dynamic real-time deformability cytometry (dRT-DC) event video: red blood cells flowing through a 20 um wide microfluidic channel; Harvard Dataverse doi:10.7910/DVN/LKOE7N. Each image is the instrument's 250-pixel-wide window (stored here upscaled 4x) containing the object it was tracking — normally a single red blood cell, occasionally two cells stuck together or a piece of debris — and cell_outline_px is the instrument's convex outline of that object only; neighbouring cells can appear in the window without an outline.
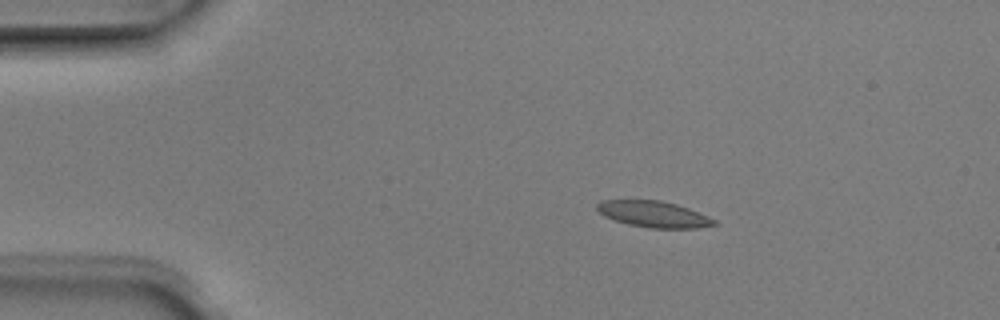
{"species": "Egyptian fruit bat (a non-hibernating species)", "species_latin": "Rousettus aegyptiacus", "temperature_condition": "room temperature", "stored_images_in_passage": 7, "camera_frame_rate_fps": 3000, "um_per_image_px": 0.085, "animal": {"sex": "male"}, "frame": {"image": 1, "passage_image": 2, "time_ms": 0.333, "image_size_px": [1000, 320], "cell_outline_px": [[716, 224], [696, 228], [648, 228], [628, 224], [604, 216], [596, 208], [596, 204], [600, 200], [660, 200], [676, 204], [688, 208], [708, 216], [716, 220]], "centroid_in_image_um": [55.54, 18.2], "position_along_channel_um": 29.5, "area_um2": 17.8}}
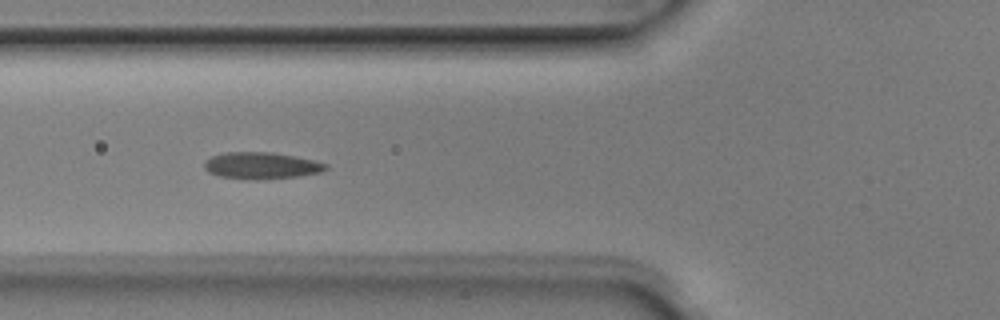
{"frame": {"image": 2, "passage_image": 5, "time_ms": 1.333, "image_size_px": [1000, 320], "cell_outline_px": [[328, 168], [320, 172], [296, 176], [256, 180], [248, 180], [220, 176], [208, 172], [204, 168], [204, 164], [212, 156], [224, 152], [272, 152], [296, 156], [328, 164]], "centroid_in_image_um": [22.2, 14.07], "position_along_channel_um": 103.6, "area_um2": 18.84}}
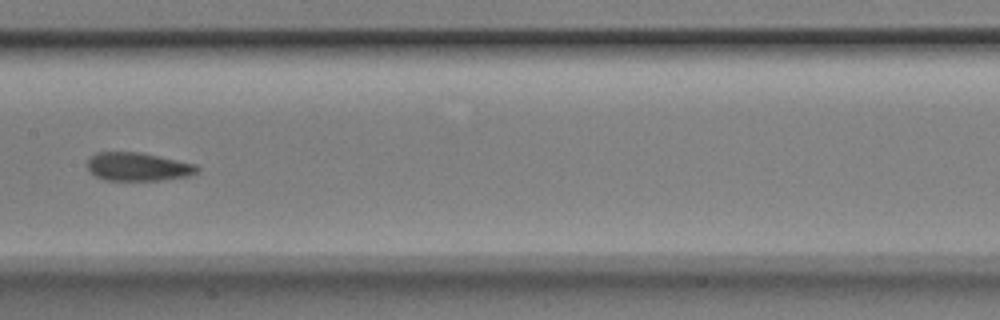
{"frame": {"image": 3, "passage_image": 7, "time_ms": 2.0, "image_size_px": [1000, 320], "cell_outline_px": [[200, 168], [196, 172], [188, 176], [160, 180], [104, 180], [96, 176], [88, 168], [88, 160], [96, 152], [140, 152], [196, 164]], "centroid_in_image_um": [11.73, 14.17], "position_along_channel_um": 195.7, "area_um2": 17.98}}